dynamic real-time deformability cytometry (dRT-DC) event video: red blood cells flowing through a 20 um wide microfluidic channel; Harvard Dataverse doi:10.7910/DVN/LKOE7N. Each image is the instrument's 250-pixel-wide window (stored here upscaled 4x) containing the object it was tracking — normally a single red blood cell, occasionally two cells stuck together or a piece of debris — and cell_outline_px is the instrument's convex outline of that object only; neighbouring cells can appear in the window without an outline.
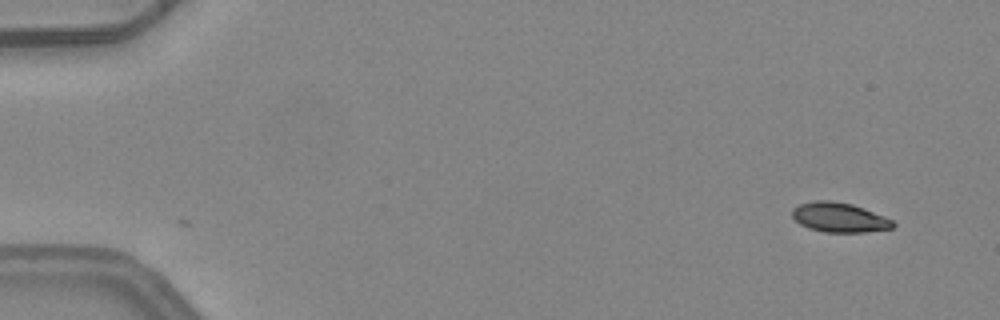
{"species": "common noctule bat (a hibernating species)", "species_latin": "Nyctalus noctula", "temperature_condition": "warm", "stored_images_in_passage": 4, "camera_frame_rate_fps": 3000, "um_per_image_px": 0.085, "animal": {"sex": "female", "body_mass_g": 24.6, "forearm_length_mm": 56.2}, "frame": {"image": 1, "passage_image": 1, "time_ms": 0.0, "image_size_px": [1000, 320], "cell_outline_px": [[896, 224], [892, 228], [864, 232], [824, 232], [808, 228], [800, 224], [792, 216], [792, 208], [800, 204], [816, 200], [832, 200], [852, 204], [864, 208], [884, 216], [892, 220]], "centroid_in_image_um": [71.33, 18.47], "position_along_channel_um": 13.7, "area_um2": 17.4}}
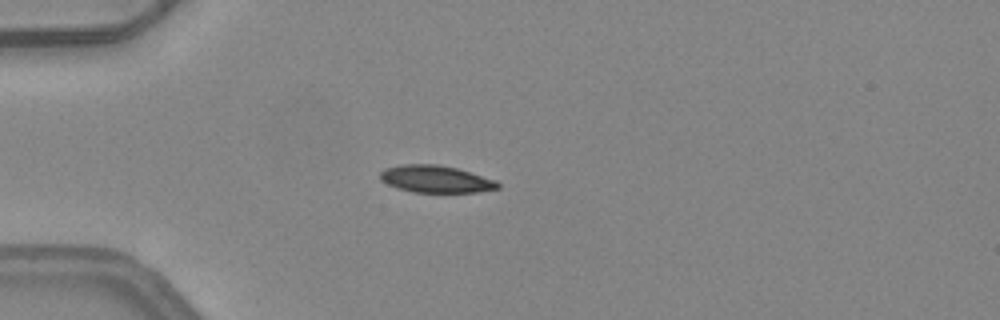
{"frame": {"image": 2, "passage_image": 4, "time_ms": 1.0, "image_size_px": [1000, 320], "cell_outline_px": [[500, 188], [476, 192], [412, 192], [396, 188], [380, 180], [380, 172], [384, 168], [404, 164], [440, 164], [456, 168], [496, 180], [500, 184]], "centroid_in_image_um": [37.02, 15.22], "position_along_channel_um": 48.0, "area_um2": 18.67}}